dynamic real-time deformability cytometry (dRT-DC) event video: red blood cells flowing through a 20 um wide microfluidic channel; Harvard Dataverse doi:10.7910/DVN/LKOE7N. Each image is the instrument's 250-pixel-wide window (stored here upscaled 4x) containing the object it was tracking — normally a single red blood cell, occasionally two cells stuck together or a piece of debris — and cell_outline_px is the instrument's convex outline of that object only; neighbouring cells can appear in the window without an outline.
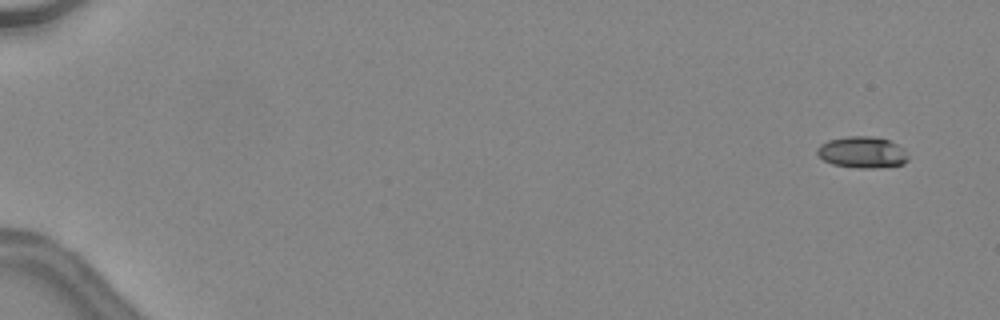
{"species": "common noctule bat (a hibernating species)", "species_latin": "Nyctalus noctula", "temperature_condition": "warm", "stored_images_in_passage": 46, "camera_frame_rate_fps": 3000, "um_per_image_px": 0.085, "animal": {"sex": "female", "body_mass_g": 24.6, "forearm_length_mm": 56.2}, "frame": {"image": 1, "passage_image": 1, "time_ms": 0.0, "image_size_px": [1000, 320], "cell_outline_px": [[908, 160], [904, 164], [880, 168], [856, 168], [832, 164], [824, 160], [816, 152], [816, 148], [820, 144], [828, 140], [848, 136], [868, 136], [888, 140], [904, 148], [908, 156]], "centroid_in_image_um": [73.29, 12.95], "position_along_channel_um": 11.7, "area_um2": 16.76}}
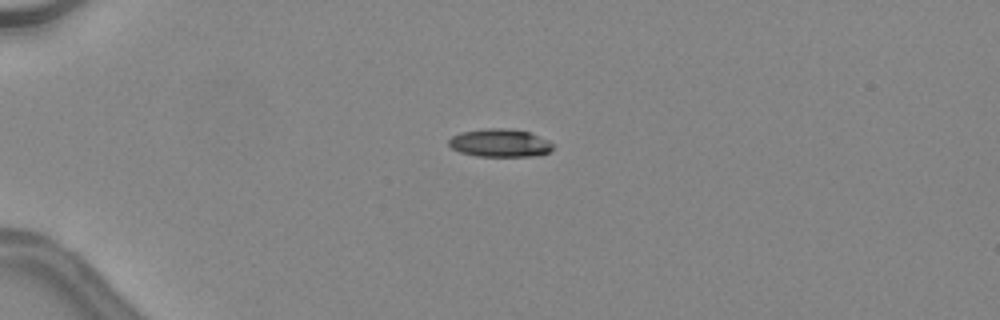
{"frame": {"image": 2, "passage_image": 12, "time_ms": 3.667, "image_size_px": [1000, 320], "cell_outline_px": [[556, 144], [548, 152], [536, 156], [476, 156], [460, 152], [452, 148], [448, 144], [448, 140], [452, 136], [460, 132], [484, 128], [504, 128], [528, 132], [548, 140]], "centroid_in_image_um": [42.48, 12.15], "position_along_channel_um": 42.5, "area_um2": 17.05}}
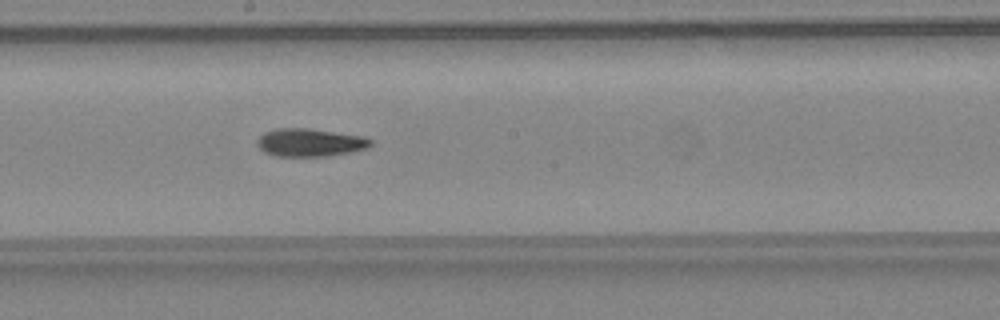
{"frame": {"image": 3, "passage_image": 27, "time_ms": 8.667, "image_size_px": [1000, 320], "cell_outline_px": [[372, 144], [368, 148], [352, 152], [328, 156], [276, 156], [264, 152], [256, 144], [256, 140], [264, 132], [276, 128], [308, 128], [364, 136], [372, 140]], "centroid_in_image_um": [26.35, 12.11], "position_along_channel_um": 221.9, "area_um2": 18.67}, "authors_computed_cell_mechanics": {"area_um2": 17.8313, "velocity_mm_per_s": 4.5498, "shape_relaxation_time_tau1_ms": 9.3496, "shape_relaxation_time_tau2_ms": 9.4055, "deformation_change_tau1": 0.2541, "deformation_change_tau2": 0.2528}}